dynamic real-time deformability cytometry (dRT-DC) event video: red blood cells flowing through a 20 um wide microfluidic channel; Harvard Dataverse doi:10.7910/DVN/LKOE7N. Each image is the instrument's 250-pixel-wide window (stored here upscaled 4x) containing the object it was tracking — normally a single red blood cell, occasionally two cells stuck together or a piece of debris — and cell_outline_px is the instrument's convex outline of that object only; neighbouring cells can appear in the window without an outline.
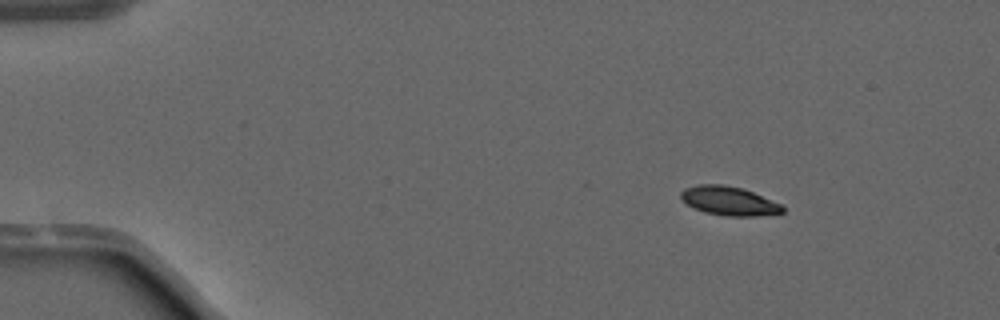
{"species": "common noctule bat (a hibernating species)", "species_latin": "Nyctalus noctula", "temperature_condition": "warm", "stored_images_in_passage": 2, "camera_frame_rate_fps": 3000, "um_per_image_px": 0.085, "animal": {"sex": "male", "forearm_length_mm": 52.5}, "frame": {"image": 1, "passage_image": 1, "time_ms": 0.0, "image_size_px": [1000, 320], "cell_outline_px": [[784, 212], [756, 216], [724, 216], [704, 212], [692, 208], [680, 196], [680, 192], [684, 188], [700, 184], [724, 184], [744, 188], [780, 204], [784, 208]], "centroid_in_image_um": [61.94, 17.07], "position_along_channel_um": 23.1, "area_um2": 17.17}}